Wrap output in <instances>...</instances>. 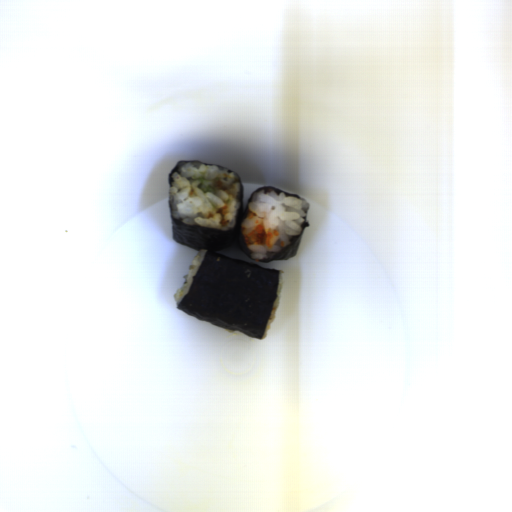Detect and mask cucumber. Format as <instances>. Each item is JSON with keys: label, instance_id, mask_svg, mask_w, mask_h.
I'll list each match as a JSON object with an SVG mask.
<instances>
[{"label": "cucumber", "instance_id": "cucumber-1", "mask_svg": "<svg viewBox=\"0 0 512 512\" xmlns=\"http://www.w3.org/2000/svg\"><path fill=\"white\" fill-rule=\"evenodd\" d=\"M196 180L199 181L197 187L199 189H201L204 194L207 192H211V193L217 192V188H214L212 186H209V187L204 186V181H205L204 177H198Z\"/></svg>", "mask_w": 512, "mask_h": 512}]
</instances>
